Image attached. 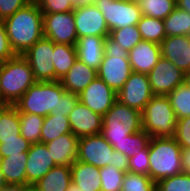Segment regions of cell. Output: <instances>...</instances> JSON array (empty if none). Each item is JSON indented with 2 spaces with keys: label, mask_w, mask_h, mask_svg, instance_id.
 I'll return each instance as SVG.
<instances>
[{
  "label": "cell",
  "mask_w": 190,
  "mask_h": 191,
  "mask_svg": "<svg viewBox=\"0 0 190 191\" xmlns=\"http://www.w3.org/2000/svg\"><path fill=\"white\" fill-rule=\"evenodd\" d=\"M3 21L9 43L16 55H23L44 36L43 13L36 2H30Z\"/></svg>",
  "instance_id": "1"
},
{
  "label": "cell",
  "mask_w": 190,
  "mask_h": 191,
  "mask_svg": "<svg viewBox=\"0 0 190 191\" xmlns=\"http://www.w3.org/2000/svg\"><path fill=\"white\" fill-rule=\"evenodd\" d=\"M35 82L33 71L22 55L1 63L0 101L4 105H14Z\"/></svg>",
  "instance_id": "2"
},
{
  "label": "cell",
  "mask_w": 190,
  "mask_h": 191,
  "mask_svg": "<svg viewBox=\"0 0 190 191\" xmlns=\"http://www.w3.org/2000/svg\"><path fill=\"white\" fill-rule=\"evenodd\" d=\"M181 147L173 137H151L149 176L155 182L182 173Z\"/></svg>",
  "instance_id": "3"
},
{
  "label": "cell",
  "mask_w": 190,
  "mask_h": 191,
  "mask_svg": "<svg viewBox=\"0 0 190 191\" xmlns=\"http://www.w3.org/2000/svg\"><path fill=\"white\" fill-rule=\"evenodd\" d=\"M66 90L60 81H36L14 104L19 113L48 116L58 110L59 100Z\"/></svg>",
  "instance_id": "4"
},
{
  "label": "cell",
  "mask_w": 190,
  "mask_h": 191,
  "mask_svg": "<svg viewBox=\"0 0 190 191\" xmlns=\"http://www.w3.org/2000/svg\"><path fill=\"white\" fill-rule=\"evenodd\" d=\"M142 130L141 112L118 100L103 116L101 135L112 145L123 142L128 135Z\"/></svg>",
  "instance_id": "5"
},
{
  "label": "cell",
  "mask_w": 190,
  "mask_h": 191,
  "mask_svg": "<svg viewBox=\"0 0 190 191\" xmlns=\"http://www.w3.org/2000/svg\"><path fill=\"white\" fill-rule=\"evenodd\" d=\"M131 73L128 52L107 36L104 42V57L97 70L98 77L118 93Z\"/></svg>",
  "instance_id": "6"
},
{
  "label": "cell",
  "mask_w": 190,
  "mask_h": 191,
  "mask_svg": "<svg viewBox=\"0 0 190 191\" xmlns=\"http://www.w3.org/2000/svg\"><path fill=\"white\" fill-rule=\"evenodd\" d=\"M142 129L151 137H173L176 115L166 95H154L141 112Z\"/></svg>",
  "instance_id": "7"
},
{
  "label": "cell",
  "mask_w": 190,
  "mask_h": 191,
  "mask_svg": "<svg viewBox=\"0 0 190 191\" xmlns=\"http://www.w3.org/2000/svg\"><path fill=\"white\" fill-rule=\"evenodd\" d=\"M94 5L104 16L109 31L137 25L143 16L139 4L128 0H96Z\"/></svg>",
  "instance_id": "8"
},
{
  "label": "cell",
  "mask_w": 190,
  "mask_h": 191,
  "mask_svg": "<svg viewBox=\"0 0 190 191\" xmlns=\"http://www.w3.org/2000/svg\"><path fill=\"white\" fill-rule=\"evenodd\" d=\"M53 50L54 42L43 36L22 55L28 61L36 81H55Z\"/></svg>",
  "instance_id": "9"
},
{
  "label": "cell",
  "mask_w": 190,
  "mask_h": 191,
  "mask_svg": "<svg viewBox=\"0 0 190 191\" xmlns=\"http://www.w3.org/2000/svg\"><path fill=\"white\" fill-rule=\"evenodd\" d=\"M43 35L54 43L75 46L78 37L73 11L43 13Z\"/></svg>",
  "instance_id": "10"
},
{
  "label": "cell",
  "mask_w": 190,
  "mask_h": 191,
  "mask_svg": "<svg viewBox=\"0 0 190 191\" xmlns=\"http://www.w3.org/2000/svg\"><path fill=\"white\" fill-rule=\"evenodd\" d=\"M113 146L101 135L80 137L77 160L101 168L112 165Z\"/></svg>",
  "instance_id": "11"
},
{
  "label": "cell",
  "mask_w": 190,
  "mask_h": 191,
  "mask_svg": "<svg viewBox=\"0 0 190 191\" xmlns=\"http://www.w3.org/2000/svg\"><path fill=\"white\" fill-rule=\"evenodd\" d=\"M153 96L148 75L132 71L128 80L117 93V100L142 112Z\"/></svg>",
  "instance_id": "12"
},
{
  "label": "cell",
  "mask_w": 190,
  "mask_h": 191,
  "mask_svg": "<svg viewBox=\"0 0 190 191\" xmlns=\"http://www.w3.org/2000/svg\"><path fill=\"white\" fill-rule=\"evenodd\" d=\"M154 95H167L184 83L185 74L169 60L161 57L147 74Z\"/></svg>",
  "instance_id": "13"
},
{
  "label": "cell",
  "mask_w": 190,
  "mask_h": 191,
  "mask_svg": "<svg viewBox=\"0 0 190 191\" xmlns=\"http://www.w3.org/2000/svg\"><path fill=\"white\" fill-rule=\"evenodd\" d=\"M77 37L102 36L106 38L110 31L104 16L94 4L75 7L73 10Z\"/></svg>",
  "instance_id": "14"
},
{
  "label": "cell",
  "mask_w": 190,
  "mask_h": 191,
  "mask_svg": "<svg viewBox=\"0 0 190 191\" xmlns=\"http://www.w3.org/2000/svg\"><path fill=\"white\" fill-rule=\"evenodd\" d=\"M79 101L102 117L117 101V93L98 76L78 95Z\"/></svg>",
  "instance_id": "15"
},
{
  "label": "cell",
  "mask_w": 190,
  "mask_h": 191,
  "mask_svg": "<svg viewBox=\"0 0 190 191\" xmlns=\"http://www.w3.org/2000/svg\"><path fill=\"white\" fill-rule=\"evenodd\" d=\"M68 120L72 133L78 138L101 134L103 117L80 101L70 112Z\"/></svg>",
  "instance_id": "16"
},
{
  "label": "cell",
  "mask_w": 190,
  "mask_h": 191,
  "mask_svg": "<svg viewBox=\"0 0 190 191\" xmlns=\"http://www.w3.org/2000/svg\"><path fill=\"white\" fill-rule=\"evenodd\" d=\"M26 177L27 185H33L53 167L57 166L43 143L31 144L27 151Z\"/></svg>",
  "instance_id": "17"
},
{
  "label": "cell",
  "mask_w": 190,
  "mask_h": 191,
  "mask_svg": "<svg viewBox=\"0 0 190 191\" xmlns=\"http://www.w3.org/2000/svg\"><path fill=\"white\" fill-rule=\"evenodd\" d=\"M161 56L184 74L190 70V36H167L160 44Z\"/></svg>",
  "instance_id": "18"
},
{
  "label": "cell",
  "mask_w": 190,
  "mask_h": 191,
  "mask_svg": "<svg viewBox=\"0 0 190 191\" xmlns=\"http://www.w3.org/2000/svg\"><path fill=\"white\" fill-rule=\"evenodd\" d=\"M160 44L142 40L128 52L133 72L148 74L161 58Z\"/></svg>",
  "instance_id": "19"
},
{
  "label": "cell",
  "mask_w": 190,
  "mask_h": 191,
  "mask_svg": "<svg viewBox=\"0 0 190 191\" xmlns=\"http://www.w3.org/2000/svg\"><path fill=\"white\" fill-rule=\"evenodd\" d=\"M79 138L66 133L45 143L56 165L71 166L77 160Z\"/></svg>",
  "instance_id": "20"
},
{
  "label": "cell",
  "mask_w": 190,
  "mask_h": 191,
  "mask_svg": "<svg viewBox=\"0 0 190 191\" xmlns=\"http://www.w3.org/2000/svg\"><path fill=\"white\" fill-rule=\"evenodd\" d=\"M97 76V70L77 59L59 81L66 91L79 95Z\"/></svg>",
  "instance_id": "21"
},
{
  "label": "cell",
  "mask_w": 190,
  "mask_h": 191,
  "mask_svg": "<svg viewBox=\"0 0 190 191\" xmlns=\"http://www.w3.org/2000/svg\"><path fill=\"white\" fill-rule=\"evenodd\" d=\"M104 37L83 36L78 38L75 48L77 59L98 70L104 57Z\"/></svg>",
  "instance_id": "22"
},
{
  "label": "cell",
  "mask_w": 190,
  "mask_h": 191,
  "mask_svg": "<svg viewBox=\"0 0 190 191\" xmlns=\"http://www.w3.org/2000/svg\"><path fill=\"white\" fill-rule=\"evenodd\" d=\"M27 152L0 158V168L4 175L7 186L27 185L26 164Z\"/></svg>",
  "instance_id": "23"
},
{
  "label": "cell",
  "mask_w": 190,
  "mask_h": 191,
  "mask_svg": "<svg viewBox=\"0 0 190 191\" xmlns=\"http://www.w3.org/2000/svg\"><path fill=\"white\" fill-rule=\"evenodd\" d=\"M70 167L72 183L82 191H101L100 168L78 160Z\"/></svg>",
  "instance_id": "24"
},
{
  "label": "cell",
  "mask_w": 190,
  "mask_h": 191,
  "mask_svg": "<svg viewBox=\"0 0 190 191\" xmlns=\"http://www.w3.org/2000/svg\"><path fill=\"white\" fill-rule=\"evenodd\" d=\"M71 183V167L57 165L33 185L37 191H67Z\"/></svg>",
  "instance_id": "25"
},
{
  "label": "cell",
  "mask_w": 190,
  "mask_h": 191,
  "mask_svg": "<svg viewBox=\"0 0 190 191\" xmlns=\"http://www.w3.org/2000/svg\"><path fill=\"white\" fill-rule=\"evenodd\" d=\"M53 65L55 69V81L60 80L77 60L75 46L54 43Z\"/></svg>",
  "instance_id": "26"
},
{
  "label": "cell",
  "mask_w": 190,
  "mask_h": 191,
  "mask_svg": "<svg viewBox=\"0 0 190 191\" xmlns=\"http://www.w3.org/2000/svg\"><path fill=\"white\" fill-rule=\"evenodd\" d=\"M19 112L14 105H3L0 109V140L19 139Z\"/></svg>",
  "instance_id": "27"
},
{
  "label": "cell",
  "mask_w": 190,
  "mask_h": 191,
  "mask_svg": "<svg viewBox=\"0 0 190 191\" xmlns=\"http://www.w3.org/2000/svg\"><path fill=\"white\" fill-rule=\"evenodd\" d=\"M66 133H72L68 117L49 114L43 121L40 143L45 144Z\"/></svg>",
  "instance_id": "28"
},
{
  "label": "cell",
  "mask_w": 190,
  "mask_h": 191,
  "mask_svg": "<svg viewBox=\"0 0 190 191\" xmlns=\"http://www.w3.org/2000/svg\"><path fill=\"white\" fill-rule=\"evenodd\" d=\"M166 36H190V14L175 8L163 19Z\"/></svg>",
  "instance_id": "29"
},
{
  "label": "cell",
  "mask_w": 190,
  "mask_h": 191,
  "mask_svg": "<svg viewBox=\"0 0 190 191\" xmlns=\"http://www.w3.org/2000/svg\"><path fill=\"white\" fill-rule=\"evenodd\" d=\"M137 27L141 34L142 40L144 41H151L161 44L167 37L163 19H156L143 15L141 20L137 23Z\"/></svg>",
  "instance_id": "30"
},
{
  "label": "cell",
  "mask_w": 190,
  "mask_h": 191,
  "mask_svg": "<svg viewBox=\"0 0 190 191\" xmlns=\"http://www.w3.org/2000/svg\"><path fill=\"white\" fill-rule=\"evenodd\" d=\"M44 116L19 113L20 134L31 144L40 143Z\"/></svg>",
  "instance_id": "31"
},
{
  "label": "cell",
  "mask_w": 190,
  "mask_h": 191,
  "mask_svg": "<svg viewBox=\"0 0 190 191\" xmlns=\"http://www.w3.org/2000/svg\"><path fill=\"white\" fill-rule=\"evenodd\" d=\"M166 96L174 109L177 120L190 116V87L185 82Z\"/></svg>",
  "instance_id": "32"
},
{
  "label": "cell",
  "mask_w": 190,
  "mask_h": 191,
  "mask_svg": "<svg viewBox=\"0 0 190 191\" xmlns=\"http://www.w3.org/2000/svg\"><path fill=\"white\" fill-rule=\"evenodd\" d=\"M150 138L151 136L142 129L139 132L128 135L127 139L123 142H115L113 148L115 151L121 152L129 158L146 148Z\"/></svg>",
  "instance_id": "33"
},
{
  "label": "cell",
  "mask_w": 190,
  "mask_h": 191,
  "mask_svg": "<svg viewBox=\"0 0 190 191\" xmlns=\"http://www.w3.org/2000/svg\"><path fill=\"white\" fill-rule=\"evenodd\" d=\"M139 6L142 15L165 19L176 8V0H142Z\"/></svg>",
  "instance_id": "34"
},
{
  "label": "cell",
  "mask_w": 190,
  "mask_h": 191,
  "mask_svg": "<svg viewBox=\"0 0 190 191\" xmlns=\"http://www.w3.org/2000/svg\"><path fill=\"white\" fill-rule=\"evenodd\" d=\"M109 36L119 43L125 51L129 52L139 42L142 41L141 34L137 25L127 26L120 29L110 31Z\"/></svg>",
  "instance_id": "35"
},
{
  "label": "cell",
  "mask_w": 190,
  "mask_h": 191,
  "mask_svg": "<svg viewBox=\"0 0 190 191\" xmlns=\"http://www.w3.org/2000/svg\"><path fill=\"white\" fill-rule=\"evenodd\" d=\"M101 191H121L125 172L112 165L100 168Z\"/></svg>",
  "instance_id": "36"
},
{
  "label": "cell",
  "mask_w": 190,
  "mask_h": 191,
  "mask_svg": "<svg viewBox=\"0 0 190 191\" xmlns=\"http://www.w3.org/2000/svg\"><path fill=\"white\" fill-rule=\"evenodd\" d=\"M121 191H156V183L150 176L125 172Z\"/></svg>",
  "instance_id": "37"
},
{
  "label": "cell",
  "mask_w": 190,
  "mask_h": 191,
  "mask_svg": "<svg viewBox=\"0 0 190 191\" xmlns=\"http://www.w3.org/2000/svg\"><path fill=\"white\" fill-rule=\"evenodd\" d=\"M156 191H190V174L180 173L156 183Z\"/></svg>",
  "instance_id": "38"
},
{
  "label": "cell",
  "mask_w": 190,
  "mask_h": 191,
  "mask_svg": "<svg viewBox=\"0 0 190 191\" xmlns=\"http://www.w3.org/2000/svg\"><path fill=\"white\" fill-rule=\"evenodd\" d=\"M31 143L27 141L21 134L19 139L0 140V158H5L10 155L27 152Z\"/></svg>",
  "instance_id": "39"
},
{
  "label": "cell",
  "mask_w": 190,
  "mask_h": 191,
  "mask_svg": "<svg viewBox=\"0 0 190 191\" xmlns=\"http://www.w3.org/2000/svg\"><path fill=\"white\" fill-rule=\"evenodd\" d=\"M128 172L149 176V144L128 158Z\"/></svg>",
  "instance_id": "40"
},
{
  "label": "cell",
  "mask_w": 190,
  "mask_h": 191,
  "mask_svg": "<svg viewBox=\"0 0 190 191\" xmlns=\"http://www.w3.org/2000/svg\"><path fill=\"white\" fill-rule=\"evenodd\" d=\"M36 3L42 13H63L75 8L70 0H38Z\"/></svg>",
  "instance_id": "41"
},
{
  "label": "cell",
  "mask_w": 190,
  "mask_h": 191,
  "mask_svg": "<svg viewBox=\"0 0 190 191\" xmlns=\"http://www.w3.org/2000/svg\"><path fill=\"white\" fill-rule=\"evenodd\" d=\"M173 138L181 148H190V116L177 120Z\"/></svg>",
  "instance_id": "42"
},
{
  "label": "cell",
  "mask_w": 190,
  "mask_h": 191,
  "mask_svg": "<svg viewBox=\"0 0 190 191\" xmlns=\"http://www.w3.org/2000/svg\"><path fill=\"white\" fill-rule=\"evenodd\" d=\"M78 101L79 97L77 94L65 91L59 100L58 110H53L51 114L64 115V117H68Z\"/></svg>",
  "instance_id": "43"
},
{
  "label": "cell",
  "mask_w": 190,
  "mask_h": 191,
  "mask_svg": "<svg viewBox=\"0 0 190 191\" xmlns=\"http://www.w3.org/2000/svg\"><path fill=\"white\" fill-rule=\"evenodd\" d=\"M30 2V0H0V20H5Z\"/></svg>",
  "instance_id": "44"
},
{
  "label": "cell",
  "mask_w": 190,
  "mask_h": 191,
  "mask_svg": "<svg viewBox=\"0 0 190 191\" xmlns=\"http://www.w3.org/2000/svg\"><path fill=\"white\" fill-rule=\"evenodd\" d=\"M15 56L16 54L12 50L9 38L6 34L4 21L0 20V63H3Z\"/></svg>",
  "instance_id": "45"
},
{
  "label": "cell",
  "mask_w": 190,
  "mask_h": 191,
  "mask_svg": "<svg viewBox=\"0 0 190 191\" xmlns=\"http://www.w3.org/2000/svg\"><path fill=\"white\" fill-rule=\"evenodd\" d=\"M128 157L121 152L113 151L112 166L115 168L128 172Z\"/></svg>",
  "instance_id": "46"
},
{
  "label": "cell",
  "mask_w": 190,
  "mask_h": 191,
  "mask_svg": "<svg viewBox=\"0 0 190 191\" xmlns=\"http://www.w3.org/2000/svg\"><path fill=\"white\" fill-rule=\"evenodd\" d=\"M182 172L190 174V148H181Z\"/></svg>",
  "instance_id": "47"
},
{
  "label": "cell",
  "mask_w": 190,
  "mask_h": 191,
  "mask_svg": "<svg viewBox=\"0 0 190 191\" xmlns=\"http://www.w3.org/2000/svg\"><path fill=\"white\" fill-rule=\"evenodd\" d=\"M3 191H37L34 185L8 186Z\"/></svg>",
  "instance_id": "48"
},
{
  "label": "cell",
  "mask_w": 190,
  "mask_h": 191,
  "mask_svg": "<svg viewBox=\"0 0 190 191\" xmlns=\"http://www.w3.org/2000/svg\"><path fill=\"white\" fill-rule=\"evenodd\" d=\"M176 7L190 14V0H176Z\"/></svg>",
  "instance_id": "49"
},
{
  "label": "cell",
  "mask_w": 190,
  "mask_h": 191,
  "mask_svg": "<svg viewBox=\"0 0 190 191\" xmlns=\"http://www.w3.org/2000/svg\"><path fill=\"white\" fill-rule=\"evenodd\" d=\"M8 187L6 182H5V178H4V175L2 174V170L0 168V189H4Z\"/></svg>",
  "instance_id": "50"
},
{
  "label": "cell",
  "mask_w": 190,
  "mask_h": 191,
  "mask_svg": "<svg viewBox=\"0 0 190 191\" xmlns=\"http://www.w3.org/2000/svg\"><path fill=\"white\" fill-rule=\"evenodd\" d=\"M67 191H82L81 188H79L77 185L74 183H71Z\"/></svg>",
  "instance_id": "51"
},
{
  "label": "cell",
  "mask_w": 190,
  "mask_h": 191,
  "mask_svg": "<svg viewBox=\"0 0 190 191\" xmlns=\"http://www.w3.org/2000/svg\"><path fill=\"white\" fill-rule=\"evenodd\" d=\"M70 2L72 3V5L74 7H78V6H82L83 5V1L82 0H70Z\"/></svg>",
  "instance_id": "52"
},
{
  "label": "cell",
  "mask_w": 190,
  "mask_h": 191,
  "mask_svg": "<svg viewBox=\"0 0 190 191\" xmlns=\"http://www.w3.org/2000/svg\"><path fill=\"white\" fill-rule=\"evenodd\" d=\"M184 82L190 87V70L185 73Z\"/></svg>",
  "instance_id": "53"
},
{
  "label": "cell",
  "mask_w": 190,
  "mask_h": 191,
  "mask_svg": "<svg viewBox=\"0 0 190 191\" xmlns=\"http://www.w3.org/2000/svg\"><path fill=\"white\" fill-rule=\"evenodd\" d=\"M83 5L95 4L96 0H82Z\"/></svg>",
  "instance_id": "54"
},
{
  "label": "cell",
  "mask_w": 190,
  "mask_h": 191,
  "mask_svg": "<svg viewBox=\"0 0 190 191\" xmlns=\"http://www.w3.org/2000/svg\"><path fill=\"white\" fill-rule=\"evenodd\" d=\"M128 1L139 4L142 0H128Z\"/></svg>",
  "instance_id": "55"
},
{
  "label": "cell",
  "mask_w": 190,
  "mask_h": 191,
  "mask_svg": "<svg viewBox=\"0 0 190 191\" xmlns=\"http://www.w3.org/2000/svg\"><path fill=\"white\" fill-rule=\"evenodd\" d=\"M3 105H4V104L0 101V109L2 108Z\"/></svg>",
  "instance_id": "56"
}]
</instances>
